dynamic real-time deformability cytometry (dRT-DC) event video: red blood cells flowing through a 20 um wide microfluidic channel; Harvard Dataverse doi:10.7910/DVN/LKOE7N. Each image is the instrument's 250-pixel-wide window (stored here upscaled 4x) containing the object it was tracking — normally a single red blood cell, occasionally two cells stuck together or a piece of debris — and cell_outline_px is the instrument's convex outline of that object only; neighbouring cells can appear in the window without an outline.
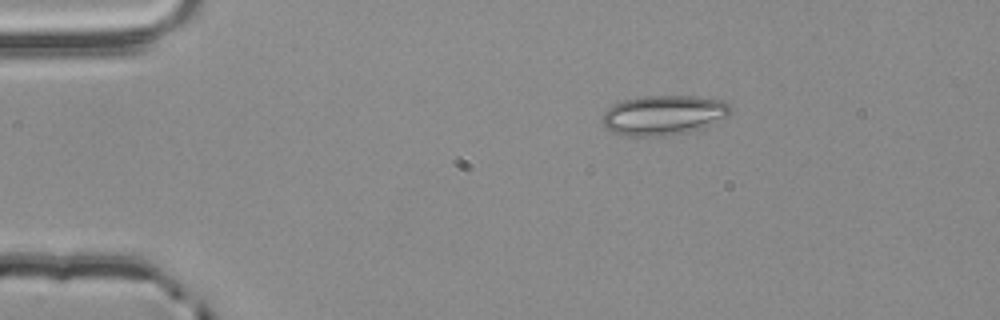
{"species": "common noctule bat (a hibernating species)", "species_latin": "Nyctalus noctula", "temperature_condition": "room temperature", "stored_images_in_passage": 3, "camera_frame_rate_fps": 3000, "um_per_image_px": 0.085, "animal": {"sex": "male", "body_mass_g": 20.4}, "frame": {"image": 1, "passage_image": 1, "time_ms": 0.0, "image_size_px": [1000, 320], "cell_outline_px": [[732, 112], [728, 116], [700, 128], [688, 132], [664, 136], [628, 136], [612, 132], [604, 128], [600, 120], [604, 112], [612, 104], [624, 100], [644, 96], [692, 96], [724, 100], [732, 108]], "centroid_in_image_um": [56.37, 9.79], "position_along_channel_um": 28.6, "area_um2": 29.88}}